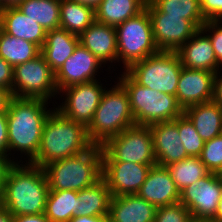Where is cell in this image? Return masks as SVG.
I'll return each mask as SVG.
<instances>
[{"label": "cell", "instance_id": "cell-37", "mask_svg": "<svg viewBox=\"0 0 222 222\" xmlns=\"http://www.w3.org/2000/svg\"><path fill=\"white\" fill-rule=\"evenodd\" d=\"M200 6L206 21L222 20V0H200Z\"/></svg>", "mask_w": 222, "mask_h": 222}, {"label": "cell", "instance_id": "cell-44", "mask_svg": "<svg viewBox=\"0 0 222 222\" xmlns=\"http://www.w3.org/2000/svg\"><path fill=\"white\" fill-rule=\"evenodd\" d=\"M11 93L0 87V112H7V106L11 98Z\"/></svg>", "mask_w": 222, "mask_h": 222}, {"label": "cell", "instance_id": "cell-22", "mask_svg": "<svg viewBox=\"0 0 222 222\" xmlns=\"http://www.w3.org/2000/svg\"><path fill=\"white\" fill-rule=\"evenodd\" d=\"M1 28L5 33L28 40L40 48L46 40V30L16 7H6L1 14Z\"/></svg>", "mask_w": 222, "mask_h": 222}, {"label": "cell", "instance_id": "cell-9", "mask_svg": "<svg viewBox=\"0 0 222 222\" xmlns=\"http://www.w3.org/2000/svg\"><path fill=\"white\" fill-rule=\"evenodd\" d=\"M102 161L156 165L149 126L134 125L108 139L102 146Z\"/></svg>", "mask_w": 222, "mask_h": 222}, {"label": "cell", "instance_id": "cell-18", "mask_svg": "<svg viewBox=\"0 0 222 222\" xmlns=\"http://www.w3.org/2000/svg\"><path fill=\"white\" fill-rule=\"evenodd\" d=\"M156 208L180 201V191L167 167L151 166L145 182L136 193Z\"/></svg>", "mask_w": 222, "mask_h": 222}, {"label": "cell", "instance_id": "cell-12", "mask_svg": "<svg viewBox=\"0 0 222 222\" xmlns=\"http://www.w3.org/2000/svg\"><path fill=\"white\" fill-rule=\"evenodd\" d=\"M145 9L159 51H177L199 30L190 20L162 13L150 0H147Z\"/></svg>", "mask_w": 222, "mask_h": 222}, {"label": "cell", "instance_id": "cell-5", "mask_svg": "<svg viewBox=\"0 0 222 222\" xmlns=\"http://www.w3.org/2000/svg\"><path fill=\"white\" fill-rule=\"evenodd\" d=\"M116 78L128 94L136 125L172 121L183 114L176 96L139 85L125 71Z\"/></svg>", "mask_w": 222, "mask_h": 222}, {"label": "cell", "instance_id": "cell-8", "mask_svg": "<svg viewBox=\"0 0 222 222\" xmlns=\"http://www.w3.org/2000/svg\"><path fill=\"white\" fill-rule=\"evenodd\" d=\"M182 67L176 51H159L132 64L125 72L139 85L176 96Z\"/></svg>", "mask_w": 222, "mask_h": 222}, {"label": "cell", "instance_id": "cell-20", "mask_svg": "<svg viewBox=\"0 0 222 222\" xmlns=\"http://www.w3.org/2000/svg\"><path fill=\"white\" fill-rule=\"evenodd\" d=\"M80 44L103 64L117 62V38L114 26L94 21L80 36Z\"/></svg>", "mask_w": 222, "mask_h": 222}, {"label": "cell", "instance_id": "cell-50", "mask_svg": "<svg viewBox=\"0 0 222 222\" xmlns=\"http://www.w3.org/2000/svg\"><path fill=\"white\" fill-rule=\"evenodd\" d=\"M4 9H5V8L2 6L1 1H0V17H1V14H2V12H3Z\"/></svg>", "mask_w": 222, "mask_h": 222}, {"label": "cell", "instance_id": "cell-43", "mask_svg": "<svg viewBox=\"0 0 222 222\" xmlns=\"http://www.w3.org/2000/svg\"><path fill=\"white\" fill-rule=\"evenodd\" d=\"M70 222H110L109 216H79L75 215Z\"/></svg>", "mask_w": 222, "mask_h": 222}, {"label": "cell", "instance_id": "cell-1", "mask_svg": "<svg viewBox=\"0 0 222 222\" xmlns=\"http://www.w3.org/2000/svg\"><path fill=\"white\" fill-rule=\"evenodd\" d=\"M49 103L40 98H10L7 106L8 156L15 163H30L37 156L44 124L55 109L47 108ZM16 151L20 152L17 153L21 157L19 161L14 158ZM22 154L27 160H22Z\"/></svg>", "mask_w": 222, "mask_h": 222}, {"label": "cell", "instance_id": "cell-34", "mask_svg": "<svg viewBox=\"0 0 222 222\" xmlns=\"http://www.w3.org/2000/svg\"><path fill=\"white\" fill-rule=\"evenodd\" d=\"M199 158L211 173H217L220 170L222 167V134L205 142Z\"/></svg>", "mask_w": 222, "mask_h": 222}, {"label": "cell", "instance_id": "cell-45", "mask_svg": "<svg viewBox=\"0 0 222 222\" xmlns=\"http://www.w3.org/2000/svg\"><path fill=\"white\" fill-rule=\"evenodd\" d=\"M0 222H13V216L0 205Z\"/></svg>", "mask_w": 222, "mask_h": 222}, {"label": "cell", "instance_id": "cell-25", "mask_svg": "<svg viewBox=\"0 0 222 222\" xmlns=\"http://www.w3.org/2000/svg\"><path fill=\"white\" fill-rule=\"evenodd\" d=\"M146 2L147 0H102L94 9L95 20L116 27L142 12Z\"/></svg>", "mask_w": 222, "mask_h": 222}, {"label": "cell", "instance_id": "cell-46", "mask_svg": "<svg viewBox=\"0 0 222 222\" xmlns=\"http://www.w3.org/2000/svg\"><path fill=\"white\" fill-rule=\"evenodd\" d=\"M210 222H222V196L217 207V211Z\"/></svg>", "mask_w": 222, "mask_h": 222}, {"label": "cell", "instance_id": "cell-29", "mask_svg": "<svg viewBox=\"0 0 222 222\" xmlns=\"http://www.w3.org/2000/svg\"><path fill=\"white\" fill-rule=\"evenodd\" d=\"M60 1L24 0L17 7L48 32L60 28Z\"/></svg>", "mask_w": 222, "mask_h": 222}, {"label": "cell", "instance_id": "cell-16", "mask_svg": "<svg viewBox=\"0 0 222 222\" xmlns=\"http://www.w3.org/2000/svg\"><path fill=\"white\" fill-rule=\"evenodd\" d=\"M215 72L182 67L176 90L178 104L185 108L213 100Z\"/></svg>", "mask_w": 222, "mask_h": 222}, {"label": "cell", "instance_id": "cell-40", "mask_svg": "<svg viewBox=\"0 0 222 222\" xmlns=\"http://www.w3.org/2000/svg\"><path fill=\"white\" fill-rule=\"evenodd\" d=\"M14 164L15 162L9 156L0 153V200L4 191L5 179Z\"/></svg>", "mask_w": 222, "mask_h": 222}, {"label": "cell", "instance_id": "cell-3", "mask_svg": "<svg viewBox=\"0 0 222 222\" xmlns=\"http://www.w3.org/2000/svg\"><path fill=\"white\" fill-rule=\"evenodd\" d=\"M93 145L85 125L54 109L44 124L37 156L30 163L43 168L50 162L81 154Z\"/></svg>", "mask_w": 222, "mask_h": 222}, {"label": "cell", "instance_id": "cell-48", "mask_svg": "<svg viewBox=\"0 0 222 222\" xmlns=\"http://www.w3.org/2000/svg\"><path fill=\"white\" fill-rule=\"evenodd\" d=\"M4 8L6 7H16L24 0H0Z\"/></svg>", "mask_w": 222, "mask_h": 222}, {"label": "cell", "instance_id": "cell-33", "mask_svg": "<svg viewBox=\"0 0 222 222\" xmlns=\"http://www.w3.org/2000/svg\"><path fill=\"white\" fill-rule=\"evenodd\" d=\"M178 133L187 155L199 157L205 142L196 131L193 123L184 113L178 117Z\"/></svg>", "mask_w": 222, "mask_h": 222}, {"label": "cell", "instance_id": "cell-30", "mask_svg": "<svg viewBox=\"0 0 222 222\" xmlns=\"http://www.w3.org/2000/svg\"><path fill=\"white\" fill-rule=\"evenodd\" d=\"M41 54V48L28 40L0 31V57L12 67L25 63Z\"/></svg>", "mask_w": 222, "mask_h": 222}, {"label": "cell", "instance_id": "cell-2", "mask_svg": "<svg viewBox=\"0 0 222 222\" xmlns=\"http://www.w3.org/2000/svg\"><path fill=\"white\" fill-rule=\"evenodd\" d=\"M49 184L44 169L15 163L5 179L0 205L13 217L45 213Z\"/></svg>", "mask_w": 222, "mask_h": 222}, {"label": "cell", "instance_id": "cell-31", "mask_svg": "<svg viewBox=\"0 0 222 222\" xmlns=\"http://www.w3.org/2000/svg\"><path fill=\"white\" fill-rule=\"evenodd\" d=\"M166 167L180 192L210 173L199 157L188 156Z\"/></svg>", "mask_w": 222, "mask_h": 222}, {"label": "cell", "instance_id": "cell-17", "mask_svg": "<svg viewBox=\"0 0 222 222\" xmlns=\"http://www.w3.org/2000/svg\"><path fill=\"white\" fill-rule=\"evenodd\" d=\"M154 155L159 166H168L188 157L178 133V118L149 125Z\"/></svg>", "mask_w": 222, "mask_h": 222}, {"label": "cell", "instance_id": "cell-36", "mask_svg": "<svg viewBox=\"0 0 222 222\" xmlns=\"http://www.w3.org/2000/svg\"><path fill=\"white\" fill-rule=\"evenodd\" d=\"M200 29L209 37L217 62L222 67V20L206 21Z\"/></svg>", "mask_w": 222, "mask_h": 222}, {"label": "cell", "instance_id": "cell-27", "mask_svg": "<svg viewBox=\"0 0 222 222\" xmlns=\"http://www.w3.org/2000/svg\"><path fill=\"white\" fill-rule=\"evenodd\" d=\"M78 191L49 190L45 215L50 222H70L78 215Z\"/></svg>", "mask_w": 222, "mask_h": 222}, {"label": "cell", "instance_id": "cell-47", "mask_svg": "<svg viewBox=\"0 0 222 222\" xmlns=\"http://www.w3.org/2000/svg\"><path fill=\"white\" fill-rule=\"evenodd\" d=\"M71 1L82 3L95 9L102 0H71Z\"/></svg>", "mask_w": 222, "mask_h": 222}, {"label": "cell", "instance_id": "cell-15", "mask_svg": "<svg viewBox=\"0 0 222 222\" xmlns=\"http://www.w3.org/2000/svg\"><path fill=\"white\" fill-rule=\"evenodd\" d=\"M102 63L82 44H78L74 53L55 73L58 92L67 87L97 80Z\"/></svg>", "mask_w": 222, "mask_h": 222}, {"label": "cell", "instance_id": "cell-28", "mask_svg": "<svg viewBox=\"0 0 222 222\" xmlns=\"http://www.w3.org/2000/svg\"><path fill=\"white\" fill-rule=\"evenodd\" d=\"M94 21L92 7L71 0L60 1V28L80 36Z\"/></svg>", "mask_w": 222, "mask_h": 222}, {"label": "cell", "instance_id": "cell-23", "mask_svg": "<svg viewBox=\"0 0 222 222\" xmlns=\"http://www.w3.org/2000/svg\"><path fill=\"white\" fill-rule=\"evenodd\" d=\"M80 43L78 35L70 33L62 28L53 29L47 32L46 40L41 48V54L46 63L56 73L64 62L74 53Z\"/></svg>", "mask_w": 222, "mask_h": 222}, {"label": "cell", "instance_id": "cell-4", "mask_svg": "<svg viewBox=\"0 0 222 222\" xmlns=\"http://www.w3.org/2000/svg\"><path fill=\"white\" fill-rule=\"evenodd\" d=\"M43 169L49 190L80 191L102 178V148L93 145L81 154L50 162Z\"/></svg>", "mask_w": 222, "mask_h": 222}, {"label": "cell", "instance_id": "cell-19", "mask_svg": "<svg viewBox=\"0 0 222 222\" xmlns=\"http://www.w3.org/2000/svg\"><path fill=\"white\" fill-rule=\"evenodd\" d=\"M181 64L188 69L217 72L222 67L218 64L209 37L199 29L177 51Z\"/></svg>", "mask_w": 222, "mask_h": 222}, {"label": "cell", "instance_id": "cell-6", "mask_svg": "<svg viewBox=\"0 0 222 222\" xmlns=\"http://www.w3.org/2000/svg\"><path fill=\"white\" fill-rule=\"evenodd\" d=\"M102 94L92 122L87 127L90 141L102 146L108 139L136 125L128 94L118 83Z\"/></svg>", "mask_w": 222, "mask_h": 222}, {"label": "cell", "instance_id": "cell-14", "mask_svg": "<svg viewBox=\"0 0 222 222\" xmlns=\"http://www.w3.org/2000/svg\"><path fill=\"white\" fill-rule=\"evenodd\" d=\"M151 166L123 161H102V178L111 196L136 194Z\"/></svg>", "mask_w": 222, "mask_h": 222}, {"label": "cell", "instance_id": "cell-7", "mask_svg": "<svg viewBox=\"0 0 222 222\" xmlns=\"http://www.w3.org/2000/svg\"><path fill=\"white\" fill-rule=\"evenodd\" d=\"M117 38V62L125 71L132 64L159 52L152 31L151 19L144 9L115 27Z\"/></svg>", "mask_w": 222, "mask_h": 222}, {"label": "cell", "instance_id": "cell-21", "mask_svg": "<svg viewBox=\"0 0 222 222\" xmlns=\"http://www.w3.org/2000/svg\"><path fill=\"white\" fill-rule=\"evenodd\" d=\"M157 208L137 194L111 196L110 222H154Z\"/></svg>", "mask_w": 222, "mask_h": 222}, {"label": "cell", "instance_id": "cell-11", "mask_svg": "<svg viewBox=\"0 0 222 222\" xmlns=\"http://www.w3.org/2000/svg\"><path fill=\"white\" fill-rule=\"evenodd\" d=\"M101 80L89 81L61 89L58 93L63 98L62 103L56 106L63 116L81 123L86 127L92 122L95 111L100 103L103 92L107 87Z\"/></svg>", "mask_w": 222, "mask_h": 222}, {"label": "cell", "instance_id": "cell-26", "mask_svg": "<svg viewBox=\"0 0 222 222\" xmlns=\"http://www.w3.org/2000/svg\"><path fill=\"white\" fill-rule=\"evenodd\" d=\"M78 215L79 216H108L110 191L106 181L101 178L90 187L78 191Z\"/></svg>", "mask_w": 222, "mask_h": 222}, {"label": "cell", "instance_id": "cell-51", "mask_svg": "<svg viewBox=\"0 0 222 222\" xmlns=\"http://www.w3.org/2000/svg\"><path fill=\"white\" fill-rule=\"evenodd\" d=\"M2 30V28H1V17H0V31Z\"/></svg>", "mask_w": 222, "mask_h": 222}, {"label": "cell", "instance_id": "cell-39", "mask_svg": "<svg viewBox=\"0 0 222 222\" xmlns=\"http://www.w3.org/2000/svg\"><path fill=\"white\" fill-rule=\"evenodd\" d=\"M0 153L8 156L7 112H0Z\"/></svg>", "mask_w": 222, "mask_h": 222}, {"label": "cell", "instance_id": "cell-49", "mask_svg": "<svg viewBox=\"0 0 222 222\" xmlns=\"http://www.w3.org/2000/svg\"><path fill=\"white\" fill-rule=\"evenodd\" d=\"M217 176H219L222 179V167L220 170L216 173Z\"/></svg>", "mask_w": 222, "mask_h": 222}, {"label": "cell", "instance_id": "cell-10", "mask_svg": "<svg viewBox=\"0 0 222 222\" xmlns=\"http://www.w3.org/2000/svg\"><path fill=\"white\" fill-rule=\"evenodd\" d=\"M58 94L55 73L42 54L13 67L12 97L52 101Z\"/></svg>", "mask_w": 222, "mask_h": 222}, {"label": "cell", "instance_id": "cell-35", "mask_svg": "<svg viewBox=\"0 0 222 222\" xmlns=\"http://www.w3.org/2000/svg\"><path fill=\"white\" fill-rule=\"evenodd\" d=\"M154 222H194L190 211L179 201L158 207Z\"/></svg>", "mask_w": 222, "mask_h": 222}, {"label": "cell", "instance_id": "cell-41", "mask_svg": "<svg viewBox=\"0 0 222 222\" xmlns=\"http://www.w3.org/2000/svg\"><path fill=\"white\" fill-rule=\"evenodd\" d=\"M222 68L215 73L213 101L222 107Z\"/></svg>", "mask_w": 222, "mask_h": 222}, {"label": "cell", "instance_id": "cell-38", "mask_svg": "<svg viewBox=\"0 0 222 222\" xmlns=\"http://www.w3.org/2000/svg\"><path fill=\"white\" fill-rule=\"evenodd\" d=\"M13 67L0 57V87L8 90L12 96Z\"/></svg>", "mask_w": 222, "mask_h": 222}, {"label": "cell", "instance_id": "cell-24", "mask_svg": "<svg viewBox=\"0 0 222 222\" xmlns=\"http://www.w3.org/2000/svg\"><path fill=\"white\" fill-rule=\"evenodd\" d=\"M183 113L193 123L204 142L222 134V107L213 100L189 106Z\"/></svg>", "mask_w": 222, "mask_h": 222}, {"label": "cell", "instance_id": "cell-13", "mask_svg": "<svg viewBox=\"0 0 222 222\" xmlns=\"http://www.w3.org/2000/svg\"><path fill=\"white\" fill-rule=\"evenodd\" d=\"M222 196V179L209 173L180 192V202L190 211L194 222L210 221Z\"/></svg>", "mask_w": 222, "mask_h": 222}, {"label": "cell", "instance_id": "cell-32", "mask_svg": "<svg viewBox=\"0 0 222 222\" xmlns=\"http://www.w3.org/2000/svg\"><path fill=\"white\" fill-rule=\"evenodd\" d=\"M162 13L166 15L180 16L190 20L200 29L206 19L204 18L200 0H150Z\"/></svg>", "mask_w": 222, "mask_h": 222}, {"label": "cell", "instance_id": "cell-42", "mask_svg": "<svg viewBox=\"0 0 222 222\" xmlns=\"http://www.w3.org/2000/svg\"><path fill=\"white\" fill-rule=\"evenodd\" d=\"M13 222H50L45 213L13 217Z\"/></svg>", "mask_w": 222, "mask_h": 222}]
</instances>
